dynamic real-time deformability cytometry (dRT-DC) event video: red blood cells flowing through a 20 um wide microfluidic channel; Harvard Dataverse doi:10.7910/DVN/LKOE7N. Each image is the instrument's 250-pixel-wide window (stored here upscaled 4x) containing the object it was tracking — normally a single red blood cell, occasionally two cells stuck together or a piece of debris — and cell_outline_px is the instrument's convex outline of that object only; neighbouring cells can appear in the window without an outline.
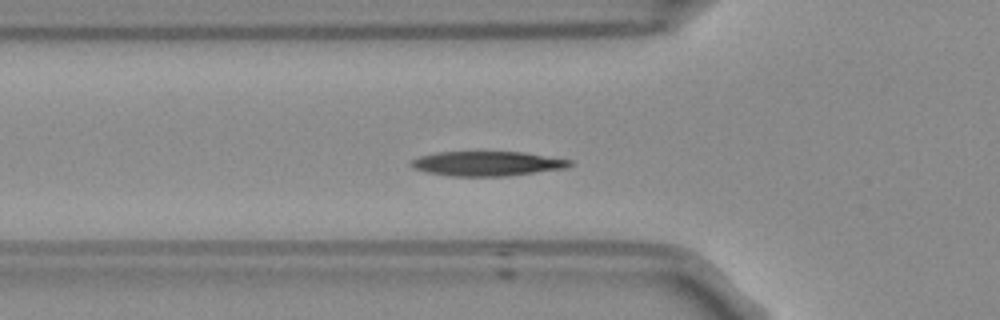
{"species": "Egyptian fruit bat (a non-hibernating species)", "species_latin": "Rousettus aegyptiacus", "temperature_condition": "room temperature", "stored_images_in_passage": 47, "camera_frame_rate_fps": 3000, "um_per_image_px": 0.085, "frame": {"image": 1, "passage_image": 17, "time_ms": 5.333, "image_size_px": [1000, 320], "cell_outline_px": [[572, 164], [564, 168], [508, 176], [452, 176], [428, 172], [412, 168], [408, 164], [408, 160], [420, 156], [436, 152], [524, 152], [572, 160]], "centroid_in_image_um": [41.35, 13.9], "position_along_channel_um": 84.5, "area_um2": 22.77}}
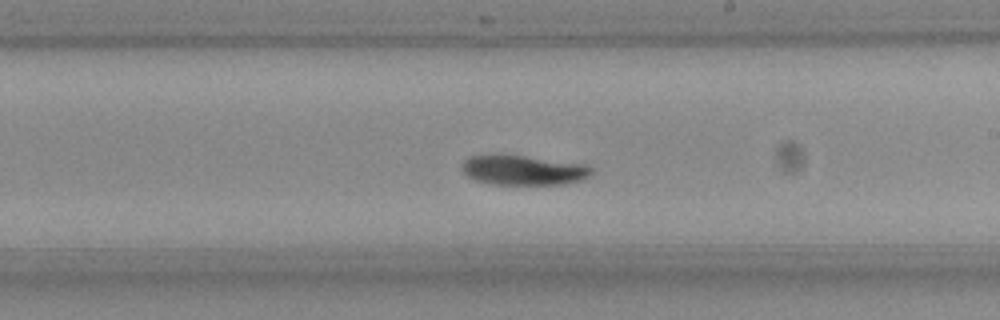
{"frame": {"image": 2, "passage_image": 30, "time_ms": 9.667, "image_size_px": [1000, 320], "cell_outline_px": [[592, 172], [588, 176], [580, 180], [564, 184], [488, 184], [476, 180], [468, 176], [460, 168], [460, 164], [468, 156], [524, 156], [588, 164], [592, 168]], "centroid_in_image_um": [44.48, 14.47], "position_along_channel_um": 244.5, "area_um2": 22.25}}
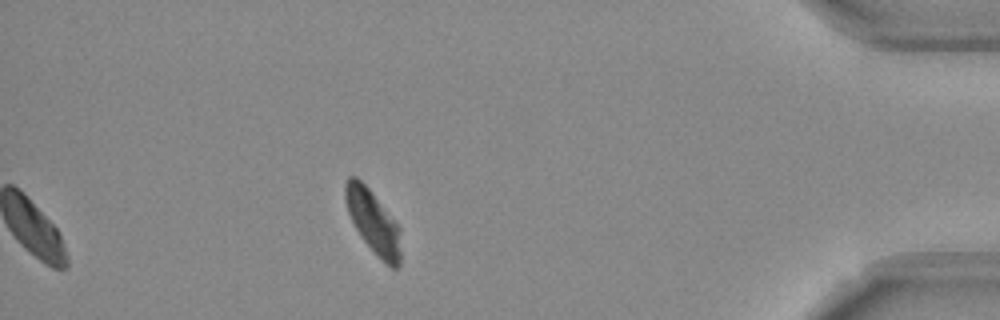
{"frame": {"image": 3, "passage_image": 47, "time_ms": 15.333, "image_size_px": [1000, 320], "cell_outline_px": [[400, 264], [396, 268], [392, 268], [376, 256], [360, 236], [348, 212], [344, 200], [344, 184], [348, 176], [356, 176], [368, 188], [400, 228]], "centroid_in_image_um": [31.69, 18.86], "position_along_channel_um": 403.5, "area_um2": 20.29}, "authors_computed_cell_mechanics": {"area_um2": 22.4842, "velocity_mm_per_s": 3.6855, "shape_relaxation_time_tau1_ms": 4.2172, "shape_relaxation_time_tau2_ms": null, "deformation_change_tau1": 0.1634, "deformation_change_tau2": null}}